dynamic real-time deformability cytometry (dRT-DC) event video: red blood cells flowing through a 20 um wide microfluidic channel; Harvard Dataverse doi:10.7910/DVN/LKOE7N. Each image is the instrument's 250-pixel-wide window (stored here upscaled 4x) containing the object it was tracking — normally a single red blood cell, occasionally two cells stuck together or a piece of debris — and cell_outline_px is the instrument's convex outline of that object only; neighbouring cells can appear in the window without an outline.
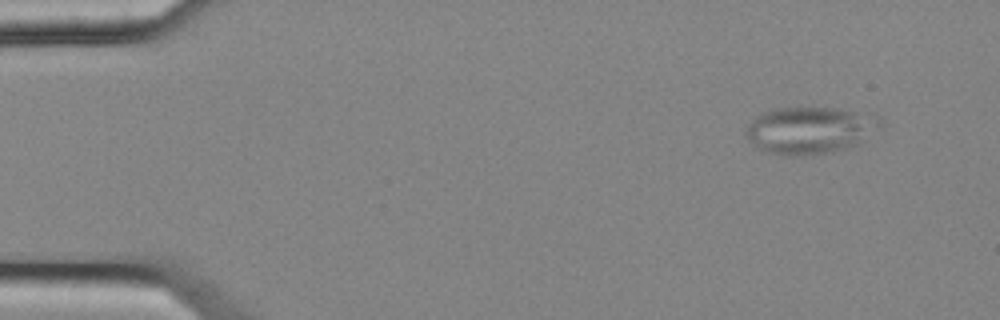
{"species": "common noctule bat (a hibernating species)", "species_latin": "Nyctalus noctula", "temperature_condition": "cold", "stored_images_in_passage": 4, "camera_frame_rate_fps": 3000, "um_per_image_px": 0.085, "animal": {"sex": "female", "body_mass_g": 25.1}, "frame": {"image": 1, "passage_image": 4, "time_ms": 1.0, "image_size_px": [1000, 320], "cell_outline_px": [[884, 120], [860, 144], [832, 152], [804, 156], [788, 156], [768, 152], [756, 148], [748, 140], [744, 132], [748, 124], [756, 116], [764, 112], [776, 108], [836, 108], [868, 112], [880, 116]], "centroid_in_image_um": [68.85, 11.07], "position_along_channel_um": 16.2, "area_um2": 37.22}}